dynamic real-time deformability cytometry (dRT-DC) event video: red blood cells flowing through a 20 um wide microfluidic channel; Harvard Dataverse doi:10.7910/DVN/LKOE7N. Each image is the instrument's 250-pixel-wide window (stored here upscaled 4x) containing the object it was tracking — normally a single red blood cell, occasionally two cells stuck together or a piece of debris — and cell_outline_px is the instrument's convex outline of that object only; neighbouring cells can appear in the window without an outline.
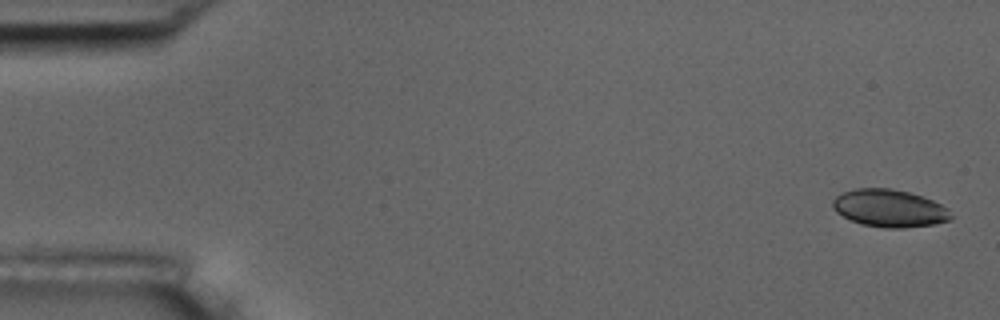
{"species": "common noctule bat (a hibernating species)", "species_latin": "Nyctalus noctula", "temperature_condition": "room temperature", "stored_images_in_passage": 5, "camera_frame_rate_fps": 3000, "um_per_image_px": 0.085, "animal": {"sex": "male", "body_mass_g": 17.5, "forearm_length_mm": 52.3}, "frame": {"image": 1, "passage_image": 1, "time_ms": 0.0, "image_size_px": [1000, 320], "cell_outline_px": [[952, 216], [948, 220], [936, 224], [904, 228], [888, 228], [860, 224], [836, 212], [832, 208], [832, 200], [836, 196], [844, 192], [856, 188], [892, 188], [908, 192], [932, 200], [948, 208]], "centroid_in_image_um": [75.59, 17.7], "position_along_channel_um": 9.4, "area_um2": 25.78}}
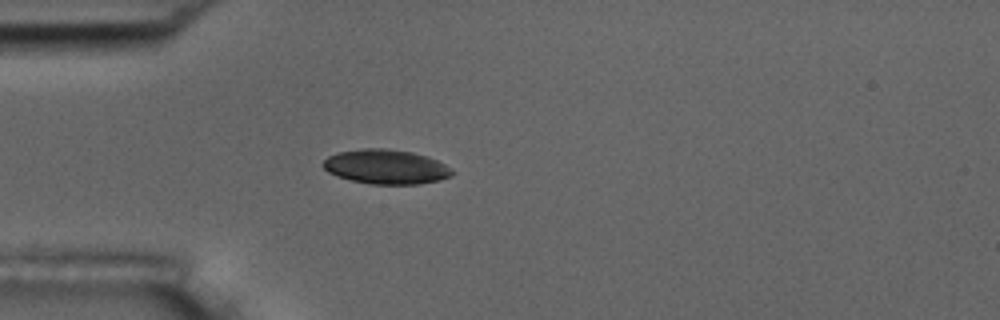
{"frame": {"image": 2, "passage_image": 5, "time_ms": 4.667, "image_size_px": [1000, 320], "cell_outline_px": [[456, 172], [452, 176], [440, 180], [416, 184], [372, 184], [352, 180], [336, 176], [328, 172], [324, 168], [324, 160], [328, 156], [340, 152], [364, 148], [384, 148], [412, 152], [428, 156], [444, 164]], "centroid_in_image_um": [32.84, 14.18], "position_along_channel_um": 52.2, "area_um2": 25.84}}